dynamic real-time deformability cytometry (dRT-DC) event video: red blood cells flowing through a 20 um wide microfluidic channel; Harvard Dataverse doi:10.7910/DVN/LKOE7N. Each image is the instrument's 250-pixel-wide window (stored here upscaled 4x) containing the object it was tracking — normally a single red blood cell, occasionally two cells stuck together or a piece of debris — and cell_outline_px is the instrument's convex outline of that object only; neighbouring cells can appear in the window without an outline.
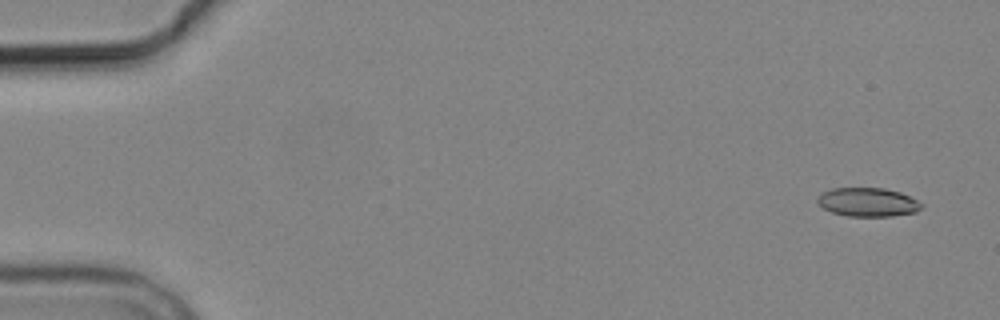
{"species": "common noctule bat (a hibernating species)", "species_latin": "Nyctalus noctula", "temperature_condition": "cold", "stored_images_in_passage": 6, "camera_frame_rate_fps": 3000, "um_per_image_px": 0.085, "animal": {"sex": "male", "body_mass_g": 19.2, "forearm_length_mm": 51.8}, "frame": {"image": 1, "passage_image": 1, "time_ms": 0.0, "image_size_px": [1000, 320], "cell_outline_px": [[924, 204], [916, 212], [892, 216], [848, 216], [832, 212], [824, 208], [816, 200], [824, 192], [832, 188], [884, 188], [900, 192]], "centroid_in_image_um": [73.78, 17.18], "position_along_channel_um": 11.2, "area_um2": 17.22}}
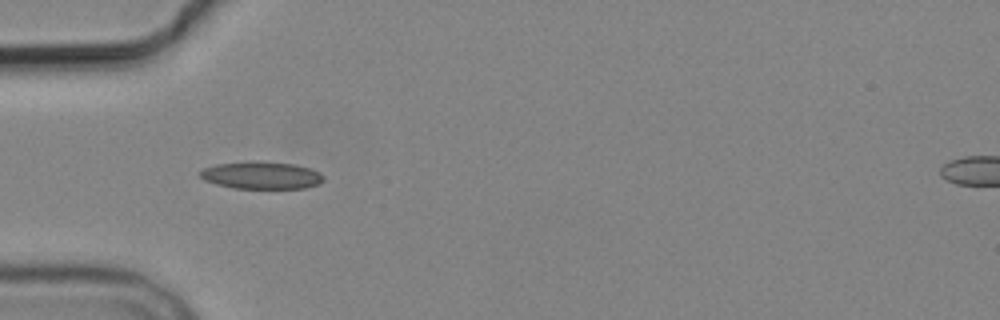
{"frame": {"image": 2, "passage_image": 5, "time_ms": 5.0, "image_size_px": [1000, 320], "cell_outline_px": [[324, 180], [320, 184], [304, 188], [232, 188], [216, 184], [204, 180], [200, 176], [200, 172], [204, 168], [216, 164], [252, 160], [292, 164], [308, 168], [320, 172], [324, 176]], "centroid_in_image_um": [22.22, 14.89], "position_along_channel_um": 62.8, "area_um2": 19.77}}
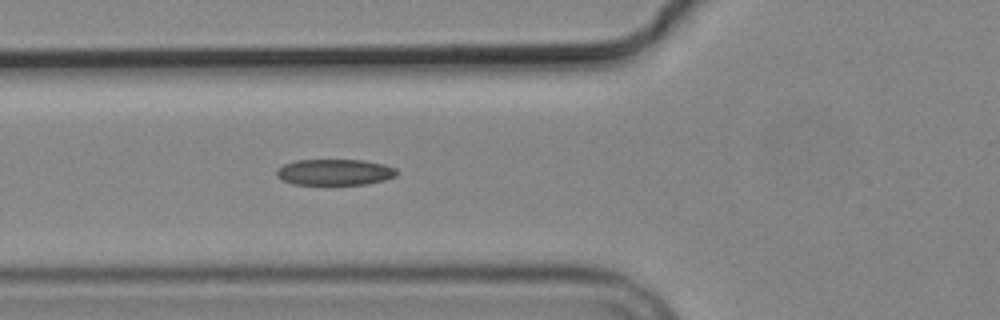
{"frame": {"image": 3, "passage_image": 6, "time_ms": 6.0, "image_size_px": [1000, 320], "cell_outline_px": [[396, 176], [384, 180], [364, 184], [292, 184], [280, 180], [276, 176], [276, 168], [284, 164], [296, 160], [364, 160], [384, 164], [396, 168]], "centroid_in_image_um": [28.4, 14.63], "position_along_channel_um": 97.4, "area_um2": 18.32}}